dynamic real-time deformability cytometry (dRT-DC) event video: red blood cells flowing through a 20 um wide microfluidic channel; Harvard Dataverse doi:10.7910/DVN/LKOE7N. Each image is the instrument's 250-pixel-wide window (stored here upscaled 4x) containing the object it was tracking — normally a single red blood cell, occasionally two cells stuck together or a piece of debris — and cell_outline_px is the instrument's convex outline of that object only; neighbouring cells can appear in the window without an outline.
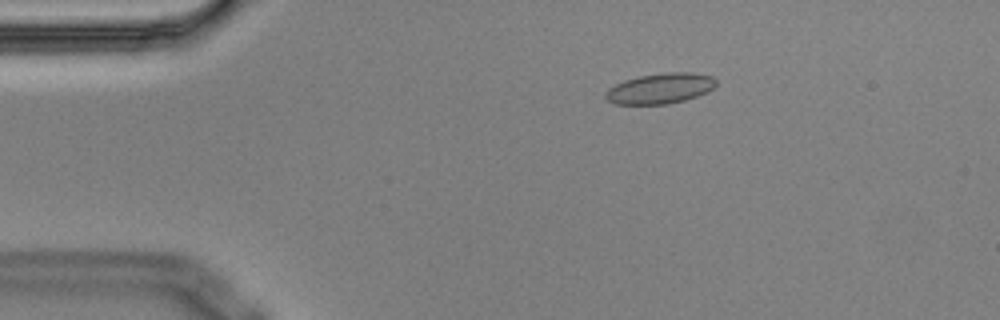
{"species": "Egyptian fruit bat (a non-hibernating species)", "species_latin": "Rousettus aegyptiacus", "temperature_condition": "cold", "stored_images_in_passage": 6, "camera_frame_rate_fps": 3000, "um_per_image_px": 0.085, "animal": {"sex": "male"}, "frame": {"image": 1, "passage_image": 3, "time_ms": 0.667, "image_size_px": [1000, 320], "cell_outline_px": [[716, 88], [708, 92], [684, 100], [668, 104], [616, 104], [608, 100], [604, 96], [604, 92], [608, 88], [624, 80], [640, 76], [668, 72], [692, 72], [712, 76], [716, 80]], "centroid_in_image_um": [56.13, 7.51], "position_along_channel_um": 28.9, "area_um2": 19.71}}
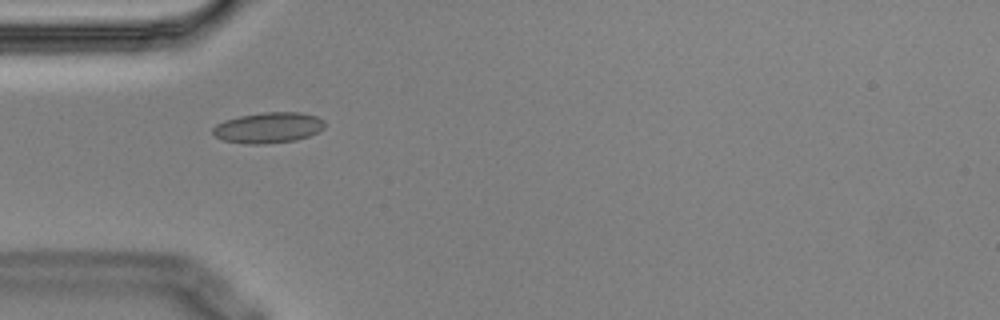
{"frame": {"image": 2, "passage_image": 5, "time_ms": 1.333, "image_size_px": [1000, 320], "cell_outline_px": [[324, 128], [308, 136], [296, 140], [264, 144], [244, 144], [224, 140], [216, 136], [212, 132], [212, 128], [216, 124], [224, 120], [240, 116], [264, 112], [300, 112], [316, 116], [324, 120]], "centroid_in_image_um": [22.8, 10.85], "position_along_channel_um": 62.2, "area_um2": 20.0}}